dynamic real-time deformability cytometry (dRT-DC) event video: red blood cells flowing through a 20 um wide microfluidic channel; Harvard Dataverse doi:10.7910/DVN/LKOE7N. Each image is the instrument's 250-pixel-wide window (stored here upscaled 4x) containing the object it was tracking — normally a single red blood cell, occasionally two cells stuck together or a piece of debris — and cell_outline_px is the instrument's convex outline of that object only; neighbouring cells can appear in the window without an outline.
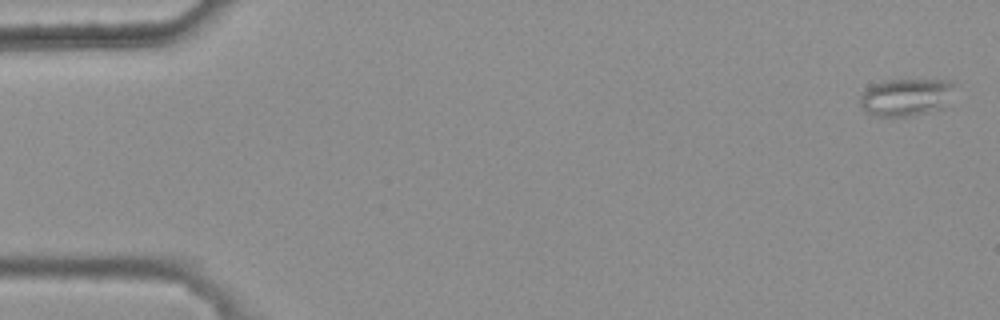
{"species": "common noctule bat (a hibernating species)", "species_latin": "Nyctalus noctula", "temperature_condition": "warm", "stored_images_in_passage": 5, "camera_frame_rate_fps": 3000, "um_per_image_px": 0.085, "animal": {"sex": "female", "body_mass_g": 25.1}, "frame": {"image": 1, "passage_image": 1, "time_ms": 0.0, "image_size_px": [1000, 320], "cell_outline_px": [[952, 84], [944, 108], [912, 116], [876, 116], [864, 112], [860, 108], [860, 96], [872, 84], [884, 80], [952, 80]], "centroid_in_image_um": [76.93, 8.27], "position_along_channel_um": 8.1, "area_um2": 20.46}}
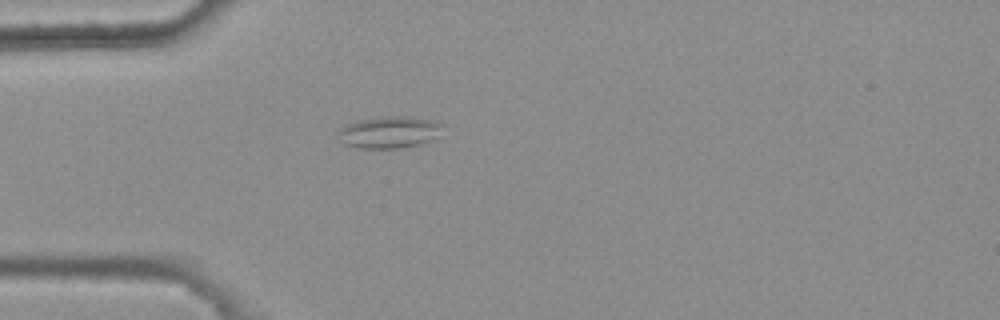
{"frame": {"image": 2, "passage_image": 5, "time_ms": 1.333, "image_size_px": [1000, 320], "cell_outline_px": [[444, 124], [428, 140], [416, 144], [400, 148], [360, 148], [344, 144], [340, 132], [340, 128], [356, 120], [380, 116], [404, 116], [432, 120]], "centroid_in_image_um": [33.03, 11.21], "position_along_channel_um": 52.0, "area_um2": 18.73}}